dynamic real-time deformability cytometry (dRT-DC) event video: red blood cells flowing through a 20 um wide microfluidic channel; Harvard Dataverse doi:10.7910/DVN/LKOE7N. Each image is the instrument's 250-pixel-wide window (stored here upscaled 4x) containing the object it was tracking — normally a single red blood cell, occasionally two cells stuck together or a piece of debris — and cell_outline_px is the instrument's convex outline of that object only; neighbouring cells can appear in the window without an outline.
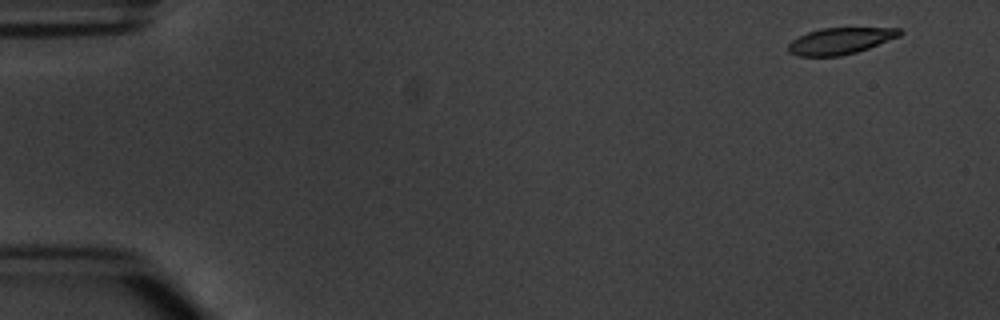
{"species": "common noctule bat (a hibernating species)", "species_latin": "Nyctalus noctula", "temperature_condition": "warm", "stored_images_in_passage": 5, "camera_frame_rate_fps": 3000, "um_per_image_px": 0.085, "animal": {"sex": "male", "body_mass_g": 20.1, "forearm_length_mm": 53.5}, "frame": {"image": 1, "passage_image": 1, "time_ms": 0.0, "image_size_px": [1000, 320], "cell_outline_px": [[904, 32], [900, 36], [868, 48], [856, 52], [840, 56], [796, 56], [788, 52], [788, 44], [792, 40], [808, 32], [820, 28], [900, 28]], "centroid_in_image_um": [71.41, 3.48], "position_along_channel_um": 13.6, "area_um2": 17.17}}
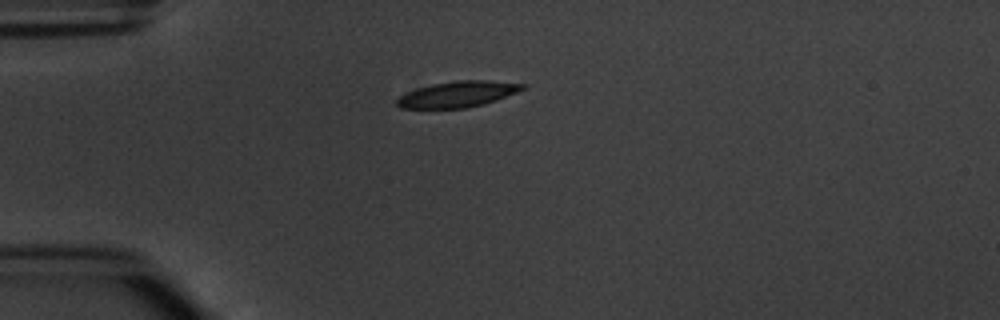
{"frame": {"image": 2, "passage_image": 4, "time_ms": 3.667, "image_size_px": [1000, 320], "cell_outline_px": [[528, 88], [496, 100], [484, 104], [468, 108], [400, 108], [396, 104], [396, 100], [400, 96], [416, 88], [432, 84], [460, 80], [484, 80], [524, 84]], "centroid_in_image_um": [38.92, 8.01], "position_along_channel_um": 46.1, "area_um2": 18.9}}